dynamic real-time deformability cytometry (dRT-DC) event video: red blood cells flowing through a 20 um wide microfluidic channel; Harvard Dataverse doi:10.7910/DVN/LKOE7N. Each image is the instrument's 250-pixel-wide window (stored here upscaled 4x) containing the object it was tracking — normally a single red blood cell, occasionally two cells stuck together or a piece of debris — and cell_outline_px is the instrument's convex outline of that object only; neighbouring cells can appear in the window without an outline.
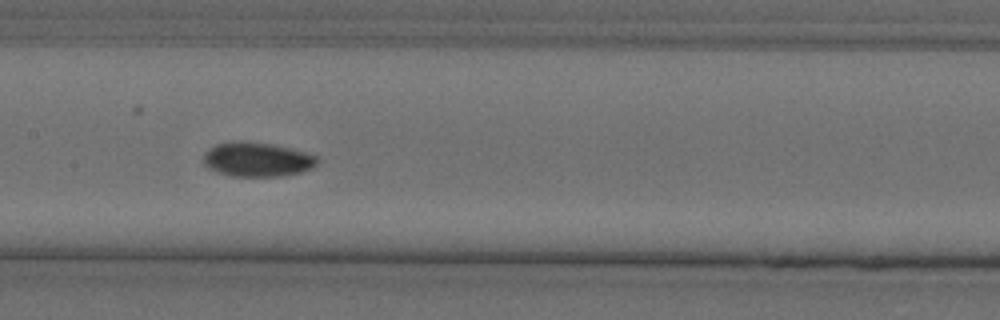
{"species": "Egyptian fruit bat (a non-hibernating species)", "species_latin": "Rousettus aegyptiacus", "temperature_condition": "cold", "stored_images_in_passage": 42, "camera_frame_rate_fps": 3000, "um_per_image_px": 0.085, "animal": {"sex": "female"}, "frame": {"image": 1, "passage_image": 13, "time_ms": 4.0, "image_size_px": [1000, 320], "cell_outline_px": [[320, 160], [312, 168], [300, 172], [280, 176], [232, 176], [216, 172], [208, 168], [204, 164], [204, 152], [208, 148], [216, 144], [240, 140], [272, 144], [304, 152], [316, 156]], "centroid_in_image_um": [21.82, 13.55], "position_along_channel_um": 185.6, "area_um2": 22.77}}
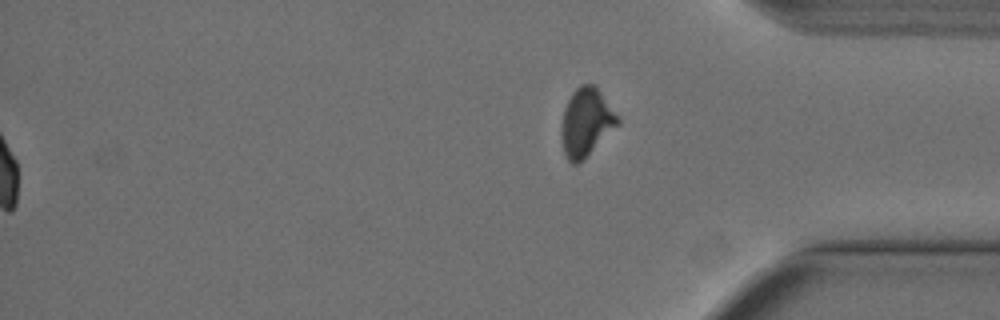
{"frame": {"image": 2, "passage_image": 42, "time_ms": 13.667, "image_size_px": [1000, 320], "cell_outline_px": [[620, 124], [576, 164], [572, 164], [564, 156], [560, 136], [560, 132], [564, 108], [572, 92], [580, 84], [596, 84], [620, 120]], "centroid_in_image_um": [49.8, 10.36], "position_along_channel_um": 385.4, "area_um2": 22.25}}